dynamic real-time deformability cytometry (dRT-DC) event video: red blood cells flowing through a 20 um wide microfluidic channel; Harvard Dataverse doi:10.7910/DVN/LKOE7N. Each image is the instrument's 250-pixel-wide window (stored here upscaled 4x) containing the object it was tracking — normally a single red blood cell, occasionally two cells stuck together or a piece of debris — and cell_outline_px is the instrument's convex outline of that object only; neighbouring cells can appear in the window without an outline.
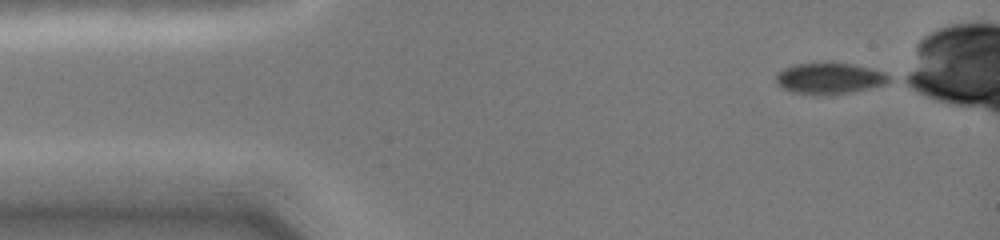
{"species": "common noctule bat (a hibernating species)", "species_latin": "Nyctalus noctula", "temperature_condition": "cold", "stored_images_in_passage": 41, "camera_frame_rate_fps": 3000, "um_per_image_px": 0.085, "animal": {"sex": "female", "body_mass_g": 19.0, "forearm_length_mm": 51.5}, "frame": {"image": 1, "passage_image": 1, "time_ms": 0.0, "image_size_px": [1000, 240], "cell_outline_px": [[892, 80], [884, 84], [872, 88], [848, 92], [816, 96], [792, 92], [780, 88], [776, 84], [776, 76], [784, 68], [792, 64], [828, 60], [832, 60], [872, 68], [884, 72], [892, 76]], "centroid_in_image_um": [70.49, 6.63], "position_along_channel_um": 14.5, "area_um2": 21.44}}
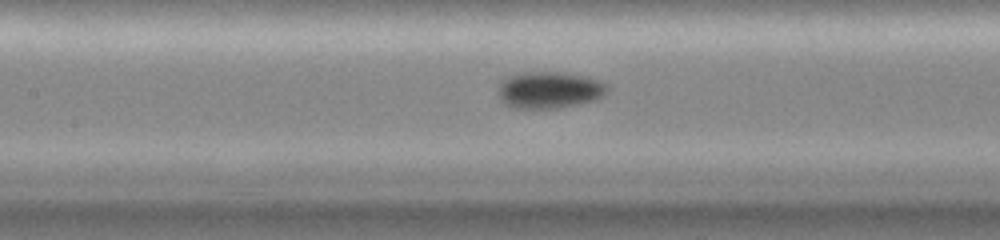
{"frame": {"image": 2, "passage_image": 18, "time_ms": 5.667, "image_size_px": [1000, 240], "cell_outline_px": [[608, 92], [596, 100], [560, 108], [512, 108], [504, 104], [500, 100], [496, 92], [500, 84], [508, 76], [524, 72], [564, 72], [600, 80], [608, 84]], "centroid_in_image_um": [46.69, 7.65], "position_along_channel_um": 160.7, "area_um2": 23.64}}
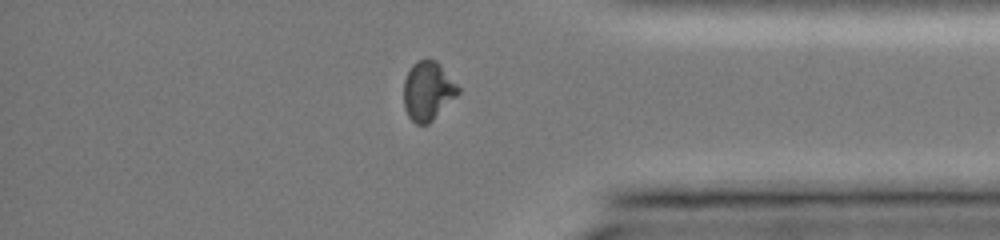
{"frame": {"image": 3, "passage_image": 36, "time_ms": 11.667, "image_size_px": [1000, 240], "cell_outline_px": [[460, 92], [428, 124], [416, 124], [408, 116], [404, 108], [404, 80], [412, 64], [416, 60], [436, 60], [440, 64], [460, 88]], "centroid_in_image_um": [36.35, 7.72], "position_along_channel_um": 398.8, "area_um2": 18.5}}